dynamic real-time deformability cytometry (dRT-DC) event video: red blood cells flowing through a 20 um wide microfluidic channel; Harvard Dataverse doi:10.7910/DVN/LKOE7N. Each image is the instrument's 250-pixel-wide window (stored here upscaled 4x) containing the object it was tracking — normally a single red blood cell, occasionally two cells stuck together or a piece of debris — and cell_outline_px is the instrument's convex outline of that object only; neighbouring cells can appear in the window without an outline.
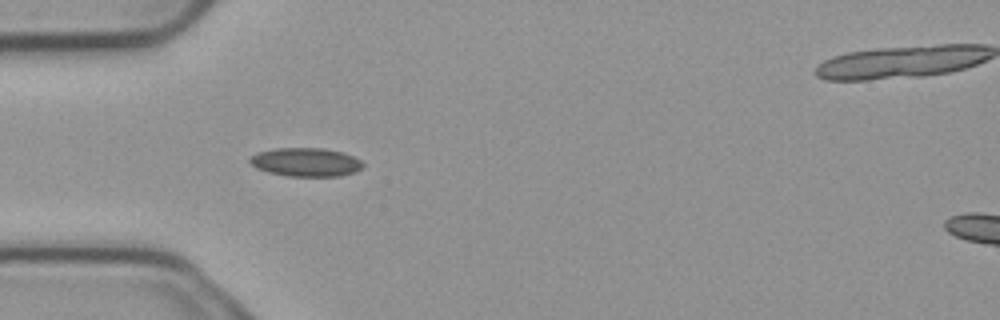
{"species": "common noctule bat (a hibernating species)", "species_latin": "Nyctalus noctula", "temperature_condition": "cold", "stored_images_in_passage": 5, "camera_frame_rate_fps": 3000, "um_per_image_px": 0.085, "animal": {"sex": "male", "body_mass_g": 23.1, "forearm_length_mm": 52.7}, "frame": {"image": 1, "passage_image": 4, "time_ms": 1.0, "image_size_px": [1000, 320], "cell_outline_px": [[364, 164], [360, 168], [352, 172], [340, 176], [288, 176], [268, 172], [256, 168], [248, 160], [256, 152], [276, 148], [324, 148], [344, 152], [360, 160]], "centroid_in_image_um": [25.97, 13.77], "position_along_channel_um": 59.0, "area_um2": 18.79}}